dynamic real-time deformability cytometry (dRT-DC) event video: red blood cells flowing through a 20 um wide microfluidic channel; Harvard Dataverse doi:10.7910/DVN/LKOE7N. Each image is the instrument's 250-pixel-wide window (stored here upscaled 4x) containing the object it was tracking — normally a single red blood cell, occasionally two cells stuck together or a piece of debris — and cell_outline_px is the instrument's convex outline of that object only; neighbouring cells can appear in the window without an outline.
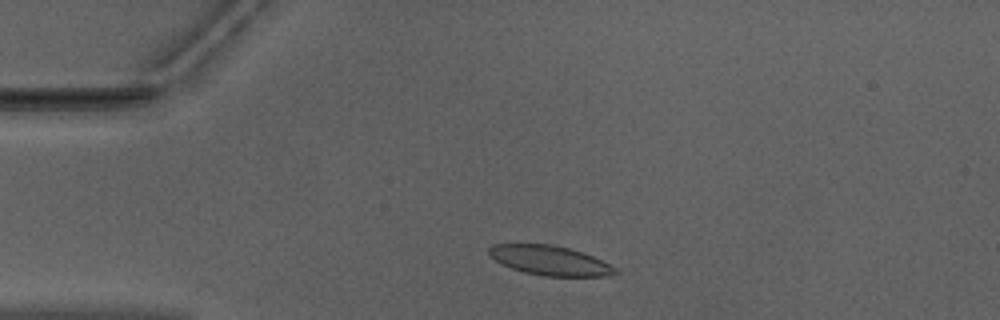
{"species": "Egyptian fruit bat (a non-hibernating species)", "species_latin": "Rousettus aegyptiacus", "temperature_condition": "warm", "stored_images_in_passage": 41, "camera_frame_rate_fps": 3000, "um_per_image_px": 0.085, "animal": {"sex": "male"}, "frame": {"image": 1, "passage_image": 1, "time_ms": 0.0, "image_size_px": [1000, 320], "cell_outline_px": [[620, 272], [608, 276], [544, 276], [524, 272], [512, 268], [488, 256], [488, 248], [492, 244], [552, 244], [584, 252], [620, 268]], "centroid_in_image_um": [46.8, 22.14], "position_along_channel_um": 38.2, "area_um2": 21.96}}
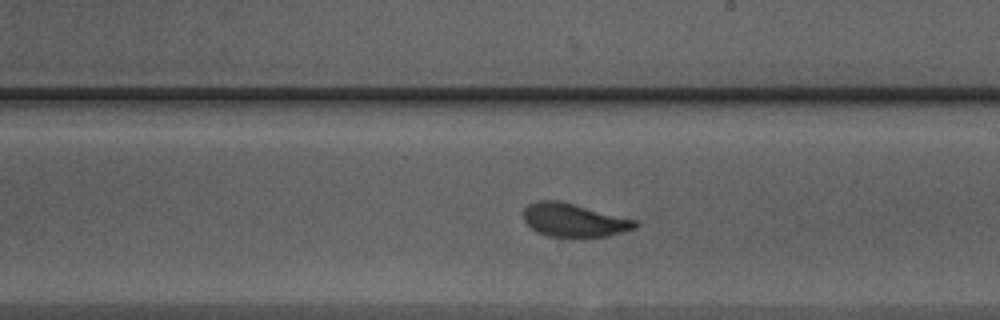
{"frame": {"image": 2, "passage_image": 19, "time_ms": 6.0, "image_size_px": [1000, 320], "cell_outline_px": [[640, 224], [636, 228], [608, 236], [548, 236], [536, 232], [524, 220], [524, 208], [528, 204], [540, 200], [560, 200], [636, 220]], "centroid_in_image_um": [48.79, 18.7], "position_along_channel_um": 240.2, "area_um2": 21.56}}
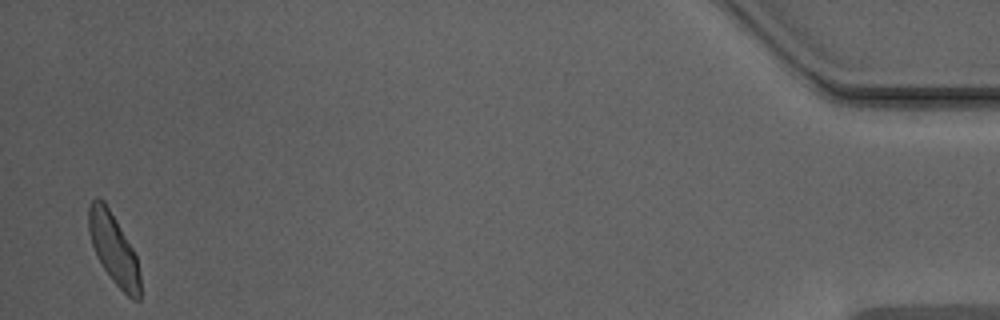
{"frame": {"image": 3, "passage_image": 40, "time_ms": 13.0, "image_size_px": [1000, 320], "cell_outline_px": [[140, 300], [132, 300], [112, 280], [96, 256], [88, 232], [88, 208], [92, 200], [96, 196], [104, 200], [116, 220], [132, 248], [136, 256], [140, 276]], "centroid_in_image_um": [9.64, 21.14], "position_along_channel_um": 425.6, "area_um2": 21.04}, "authors_computed_cell_mechanics": {"area_um2": 21.675, "velocity_mm_per_s": 3.938, "shape_relaxation_time_tau1_ms": 3.3331, "shape_relaxation_time_tau2_ms": 0.768, "deformation_change_tau1": 0.1201, "deformation_change_tau2": 0.056}}